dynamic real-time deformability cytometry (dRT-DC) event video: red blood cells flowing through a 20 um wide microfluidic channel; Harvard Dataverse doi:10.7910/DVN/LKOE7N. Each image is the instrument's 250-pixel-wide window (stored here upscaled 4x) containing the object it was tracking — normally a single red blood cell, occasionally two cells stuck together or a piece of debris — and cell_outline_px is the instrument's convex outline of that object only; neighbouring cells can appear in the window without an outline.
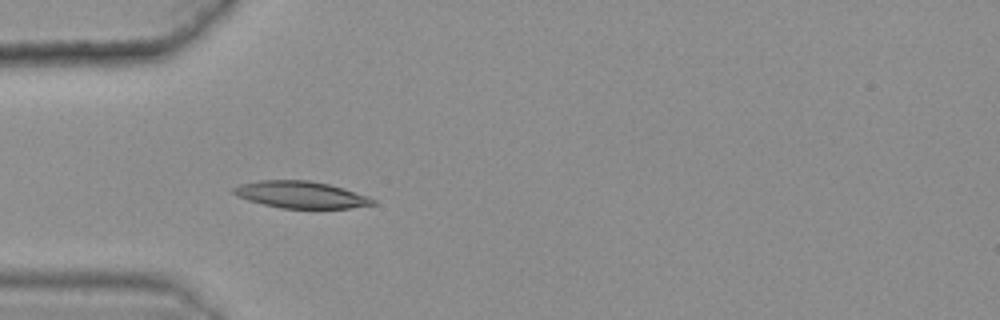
{"species": "common noctule bat (a hibernating species)", "species_latin": "Nyctalus noctula", "temperature_condition": "warm", "stored_images_in_passage": 33, "camera_frame_rate_fps": 3000, "um_per_image_px": 0.085, "animal": {"sex": "female", "body_mass_g": 25.1}, "frame": {"image": 1, "passage_image": 3, "time_ms": 0.667, "image_size_px": [1000, 320], "cell_outline_px": [[376, 204], [352, 208], [280, 208], [248, 200], [236, 196], [232, 192], [232, 188], [240, 184], [260, 180], [308, 180], [328, 184], [344, 188], [368, 196], [376, 200]], "centroid_in_image_um": [25.58, 16.55], "position_along_channel_um": 59.4, "area_um2": 21.85}}
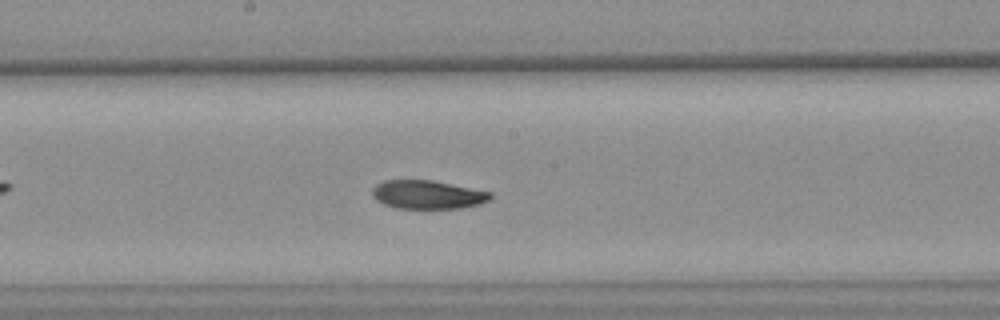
{"frame": {"image": 2, "passage_image": 16, "time_ms": 5.0, "image_size_px": [1000, 320], "cell_outline_px": [[492, 196], [488, 200], [480, 204], [460, 208], [396, 208], [384, 204], [376, 200], [372, 196], [372, 188], [376, 184], [384, 180], [432, 180], [492, 192]], "centroid_in_image_um": [36.32, 16.54], "position_along_channel_um": 211.9, "area_um2": 19.65}}
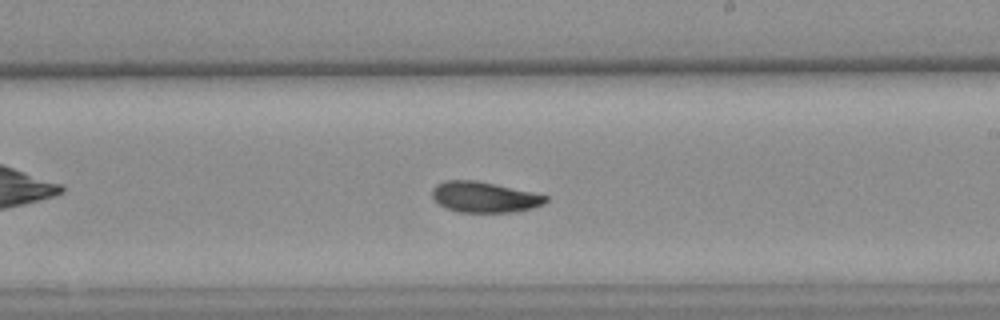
{"frame": {"image": 3, "passage_image": 19, "time_ms": 6.0, "image_size_px": [1000, 320], "cell_outline_px": [[548, 200], [544, 204], [532, 208], [512, 212], [456, 212], [444, 208], [432, 196], [432, 188], [436, 184], [444, 180], [476, 180], [548, 196]], "centroid_in_image_um": [41.13, 16.76], "position_along_channel_um": 247.9, "area_um2": 20.23}, "authors_computed_cell_mechanics": {"area_um2": 20.7502, "velocity_mm_per_s": 3.6007, "shape_relaxation_time_tau1_ms": 6.9072, "shape_relaxation_time_tau2_ms": 3.3897, "deformation_change_tau1": 0.1591, "deformation_change_tau2": 0.0787}}